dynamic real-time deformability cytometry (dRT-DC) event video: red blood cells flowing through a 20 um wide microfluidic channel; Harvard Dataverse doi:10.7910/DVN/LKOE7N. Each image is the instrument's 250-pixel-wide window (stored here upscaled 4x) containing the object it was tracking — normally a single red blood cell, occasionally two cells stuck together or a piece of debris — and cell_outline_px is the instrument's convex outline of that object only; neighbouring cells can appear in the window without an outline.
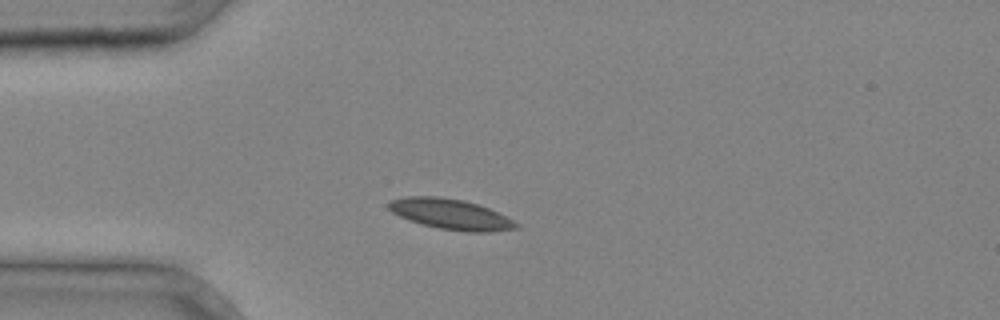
{"species": "common noctule bat (a hibernating species)", "species_latin": "Nyctalus noctula", "temperature_condition": "cold", "stored_images_in_passage": 3, "camera_frame_rate_fps": 3000, "um_per_image_px": 0.085, "animal": {"sex": "male", "body_mass_g": 20.4}, "frame": {"image": 1, "passage_image": 3, "time_ms": 0.667, "image_size_px": [1000, 320], "cell_outline_px": [[520, 228], [488, 232], [468, 232], [440, 228], [420, 224], [408, 220], [392, 212], [388, 208], [388, 200], [408, 196], [436, 196], [464, 200], [488, 208], [520, 224]], "centroid_in_image_um": [38.28, 18.2], "position_along_channel_um": 46.7, "area_um2": 22.54}}